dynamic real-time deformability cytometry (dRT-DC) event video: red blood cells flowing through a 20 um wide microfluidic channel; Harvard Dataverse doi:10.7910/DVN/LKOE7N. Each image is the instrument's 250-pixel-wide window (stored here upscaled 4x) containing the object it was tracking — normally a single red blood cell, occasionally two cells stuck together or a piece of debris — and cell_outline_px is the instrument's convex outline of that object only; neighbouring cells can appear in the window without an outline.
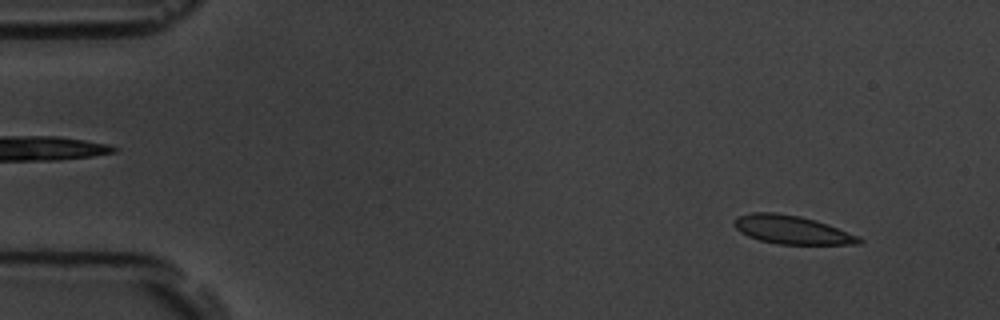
{"species": "common noctule bat (a hibernating species)", "species_latin": "Nyctalus noctula", "temperature_condition": "room temperature", "stored_images_in_passage": 4, "camera_frame_rate_fps": 3000, "um_per_image_px": 0.085, "animal": {"sex": "male", "body_mass_g": 19.5, "forearm_length_mm": 54.6}, "frame": {"image": 1, "passage_image": 1, "time_ms": 0.0, "image_size_px": [1000, 320], "cell_outline_px": [[864, 240], [860, 244], [776, 244], [760, 240], [748, 236], [740, 232], [732, 224], [732, 220], [736, 216], [752, 212], [776, 212], [800, 216], [816, 220], [828, 224], [860, 236]], "centroid_in_image_um": [67.29, 19.52], "position_along_channel_um": 17.7, "area_um2": 20.98}}
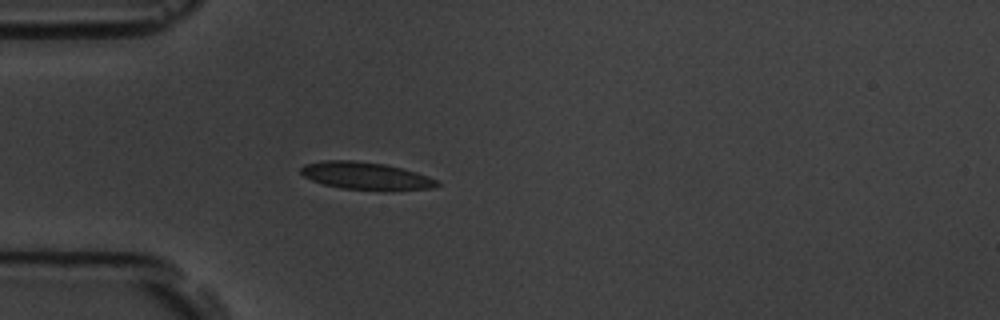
{"frame": {"image": 2, "passage_image": 4, "time_ms": 3.667, "image_size_px": [1000, 320], "cell_outline_px": [[440, 184], [432, 188], [340, 188], [324, 184], [312, 180], [304, 176], [300, 172], [300, 168], [304, 164], [320, 160], [352, 160], [384, 164], [416, 172], [440, 180]], "centroid_in_image_um": [31.02, 14.9], "position_along_channel_um": 54.0, "area_um2": 20.98}}